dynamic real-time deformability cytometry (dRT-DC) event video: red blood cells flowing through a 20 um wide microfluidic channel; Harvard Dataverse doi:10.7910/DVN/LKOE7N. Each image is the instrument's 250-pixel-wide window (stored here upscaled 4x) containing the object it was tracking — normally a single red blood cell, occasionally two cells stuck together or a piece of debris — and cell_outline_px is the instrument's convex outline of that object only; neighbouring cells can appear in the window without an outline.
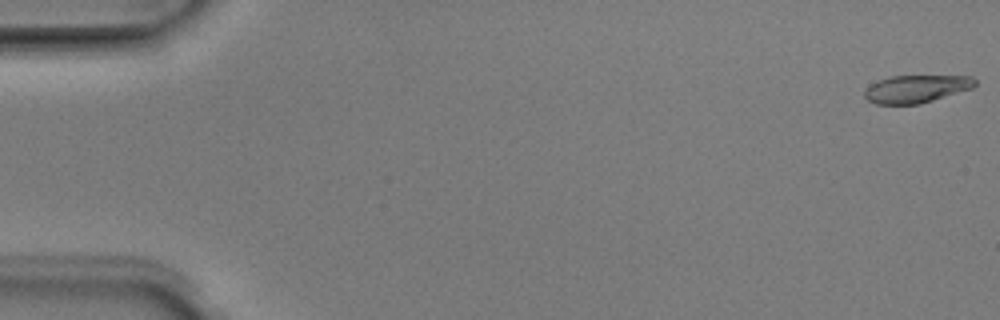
{"species": "Egyptian fruit bat (a non-hibernating species)", "species_latin": "Rousettus aegyptiacus", "temperature_condition": "room temperature", "stored_images_in_passage": 51, "camera_frame_rate_fps": 3000, "um_per_image_px": 0.085, "animal": {"sex": "male"}, "frame": {"image": 1, "passage_image": 1, "time_ms": 0.0, "image_size_px": [1000, 320], "cell_outline_px": [[976, 84], [972, 88], [920, 104], [876, 104], [868, 100], [864, 96], [864, 88], [888, 76], [972, 76], [976, 80]], "centroid_in_image_um": [77.86, 7.55], "position_along_channel_um": 7.1, "area_um2": 17.74}}
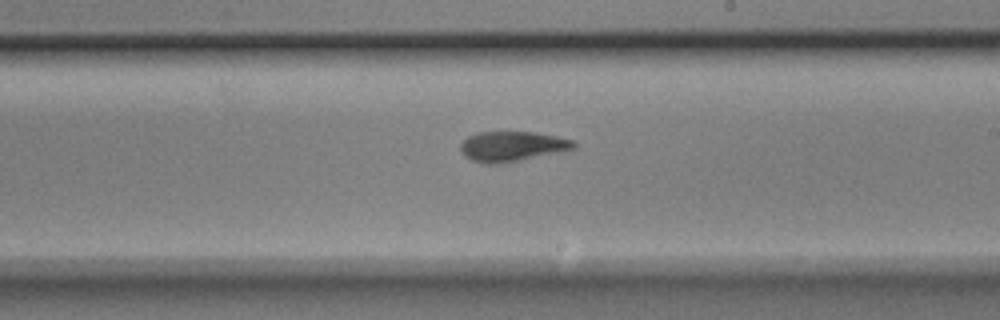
{"frame": {"image": 2, "passage_image": 30, "time_ms": 9.667, "image_size_px": [1000, 320], "cell_outline_px": [[576, 148], [520, 160], [496, 164], [488, 164], [472, 160], [464, 156], [460, 148], [460, 144], [468, 136], [476, 132], [532, 132], [556, 136], [576, 140]], "centroid_in_image_um": [43.52, 12.43], "position_along_channel_um": 245.5, "area_um2": 19.71}}
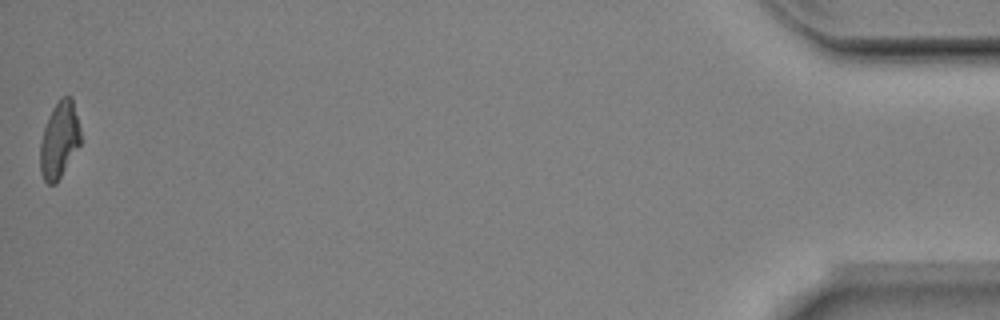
{"frame": {"image": 3, "passage_image": 51, "time_ms": 16.667, "image_size_px": [1000, 320], "cell_outline_px": [[80, 144], [56, 184], [48, 184], [44, 180], [40, 172], [40, 144], [44, 128], [48, 116], [52, 108], [60, 96], [72, 96], [80, 128]], "centroid_in_image_um": [5.03, 11.87], "position_along_channel_um": 430.2, "area_um2": 18.03}, "authors_computed_cell_mechanics": {"area_um2": 19.1318, "velocity_mm_per_s": 3.999, "shape_relaxation_time_tau1_ms": 2.6518, "shape_relaxation_time_tau2_ms": 4.3309, "deformation_change_tau1": 0.1416, "deformation_change_tau2": 0.1165}}